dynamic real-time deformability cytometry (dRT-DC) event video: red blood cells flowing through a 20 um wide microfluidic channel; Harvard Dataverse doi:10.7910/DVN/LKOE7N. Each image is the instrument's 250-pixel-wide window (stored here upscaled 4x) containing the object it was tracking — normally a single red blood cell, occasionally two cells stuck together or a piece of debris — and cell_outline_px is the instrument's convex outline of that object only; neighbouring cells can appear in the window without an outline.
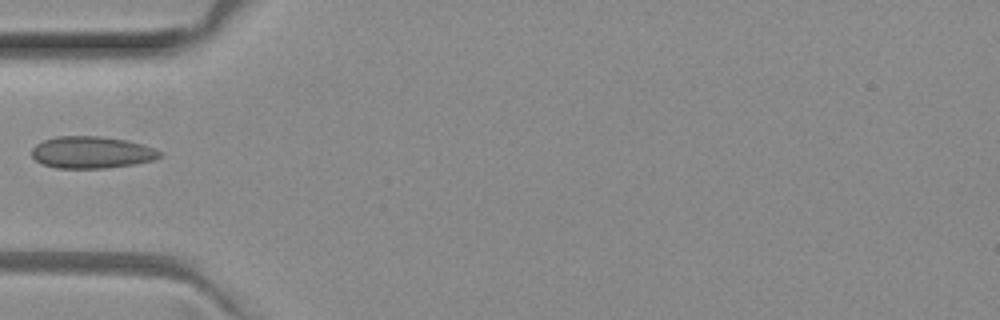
{"species": "common noctule bat (a hibernating species)", "species_latin": "Nyctalus noctula", "temperature_condition": "room temperature", "stored_images_in_passage": 3, "camera_frame_rate_fps": 3000, "um_per_image_px": 0.085, "animal": {"sex": "female", "body_mass_g": 29.2, "forearm_length_mm": 56.3}, "frame": {"image": 1, "passage_image": 2, "time_ms": 0.333, "image_size_px": [1000, 320], "cell_outline_px": [[160, 156], [152, 160], [136, 164], [104, 168], [56, 168], [44, 164], [36, 160], [32, 156], [32, 148], [36, 144], [44, 140], [56, 136], [100, 136], [124, 140], [140, 144], [152, 148], [160, 152]], "centroid_in_image_um": [7.74, 12.95], "position_along_channel_um": 77.3, "area_um2": 23.52}}
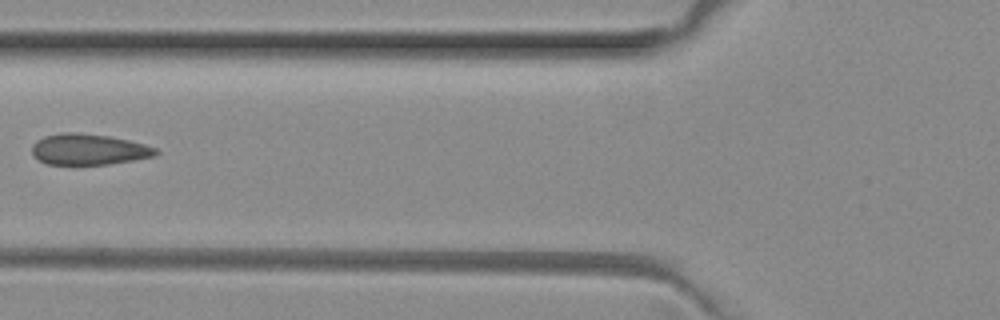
{"frame": {"image": 2, "passage_image": 3, "time_ms": 0.667, "image_size_px": [1000, 320], "cell_outline_px": [[160, 152], [156, 156], [108, 164], [48, 164], [40, 160], [32, 152], [32, 148], [36, 140], [44, 136], [64, 132], [72, 132], [108, 136], [128, 140], [144, 144], [156, 148]], "centroid_in_image_um": [7.56, 12.69], "position_along_channel_um": 118.2, "area_um2": 22.08}}